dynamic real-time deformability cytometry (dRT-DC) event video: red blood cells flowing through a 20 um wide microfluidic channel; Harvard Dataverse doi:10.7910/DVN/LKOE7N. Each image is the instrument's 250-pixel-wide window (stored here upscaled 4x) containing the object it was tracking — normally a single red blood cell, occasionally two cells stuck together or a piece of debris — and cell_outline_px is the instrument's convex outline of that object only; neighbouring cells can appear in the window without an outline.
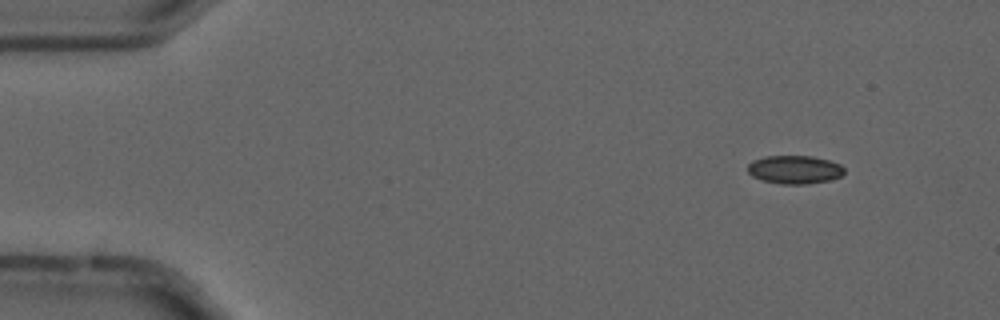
{"species": "common noctule bat (a hibernating species)", "species_latin": "Nyctalus noctula", "temperature_condition": "cold", "stored_images_in_passage": 6, "camera_frame_rate_fps": 3000, "um_per_image_px": 0.085, "animal": {"sex": "male", "forearm_length_mm": 52.5}, "frame": {"image": 1, "passage_image": 2, "time_ms": 0.333, "image_size_px": [1000, 320], "cell_outline_px": [[844, 172], [840, 176], [828, 180], [808, 184], [780, 184], [764, 180], [752, 176], [748, 172], [748, 164], [752, 160], [764, 156], [812, 156], [828, 160], [840, 164], [844, 168]], "centroid_in_image_um": [67.52, 14.41], "position_along_channel_um": 17.5, "area_um2": 15.9}}
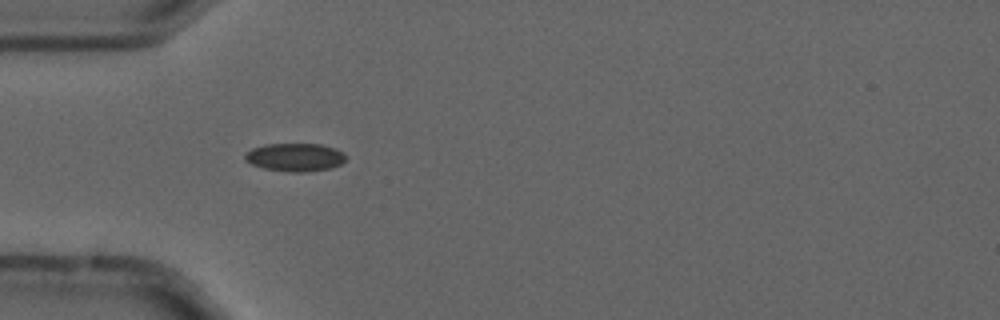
{"frame": {"image": 2, "passage_image": 5, "time_ms": 1.333, "image_size_px": [1000, 320], "cell_outline_px": [[344, 160], [340, 164], [332, 168], [304, 172], [288, 172], [264, 168], [252, 164], [244, 160], [244, 156], [252, 148], [264, 144], [320, 144], [336, 148], [344, 152]], "centroid_in_image_um": [25.08, 13.36], "position_along_channel_um": 59.9, "area_um2": 16.53}}
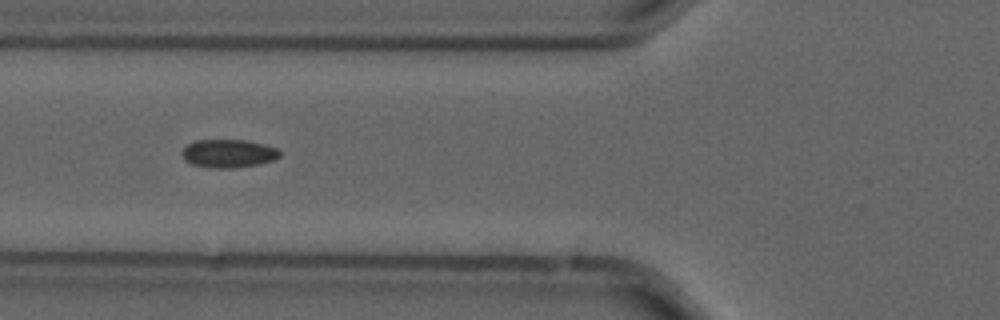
{"frame": {"image": 3, "passage_image": 6, "time_ms": 1.667, "image_size_px": [1000, 320], "cell_outline_px": [[280, 156], [276, 160], [260, 164], [236, 168], [212, 168], [192, 164], [184, 160], [180, 152], [188, 144], [196, 140], [248, 140], [264, 144], [276, 148], [280, 152]], "centroid_in_image_um": [19.43, 13.05], "position_along_channel_um": 106.4, "area_um2": 16.3}}